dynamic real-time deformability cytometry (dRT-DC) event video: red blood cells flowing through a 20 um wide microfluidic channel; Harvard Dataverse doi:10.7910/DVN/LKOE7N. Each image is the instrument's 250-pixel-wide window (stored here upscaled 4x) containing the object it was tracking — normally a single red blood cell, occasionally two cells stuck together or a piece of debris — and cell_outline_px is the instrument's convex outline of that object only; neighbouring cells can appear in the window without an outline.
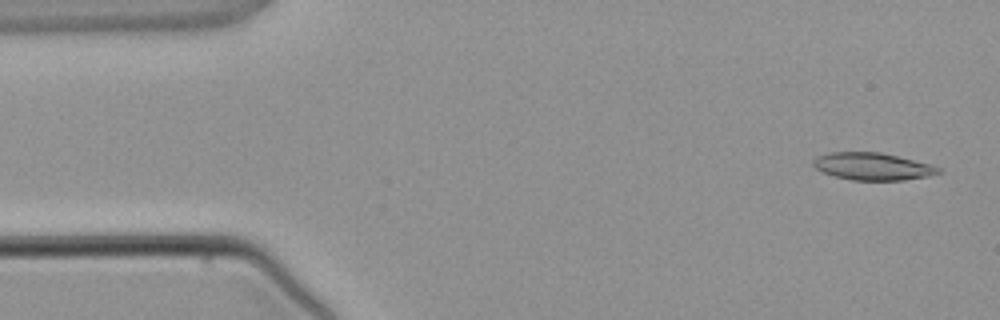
{"species": "common noctule bat (a hibernating species)", "species_latin": "Nyctalus noctula", "temperature_condition": "warm", "stored_images_in_passage": 3, "camera_frame_rate_fps": 3000, "um_per_image_px": 0.085, "animal": {"sex": "male", "body_mass_g": 21.5, "forearm_length_mm": 52.0}, "frame": {"image": 1, "passage_image": 1, "time_ms": 0.0, "image_size_px": [1000, 320], "cell_outline_px": [[944, 172], [928, 176], [904, 180], [852, 180], [832, 176], [816, 168], [812, 164], [812, 160], [816, 156], [828, 152], [880, 152], [944, 168]], "centroid_in_image_um": [74.16, 14.15], "position_along_channel_um": 10.8, "area_um2": 20.0}}